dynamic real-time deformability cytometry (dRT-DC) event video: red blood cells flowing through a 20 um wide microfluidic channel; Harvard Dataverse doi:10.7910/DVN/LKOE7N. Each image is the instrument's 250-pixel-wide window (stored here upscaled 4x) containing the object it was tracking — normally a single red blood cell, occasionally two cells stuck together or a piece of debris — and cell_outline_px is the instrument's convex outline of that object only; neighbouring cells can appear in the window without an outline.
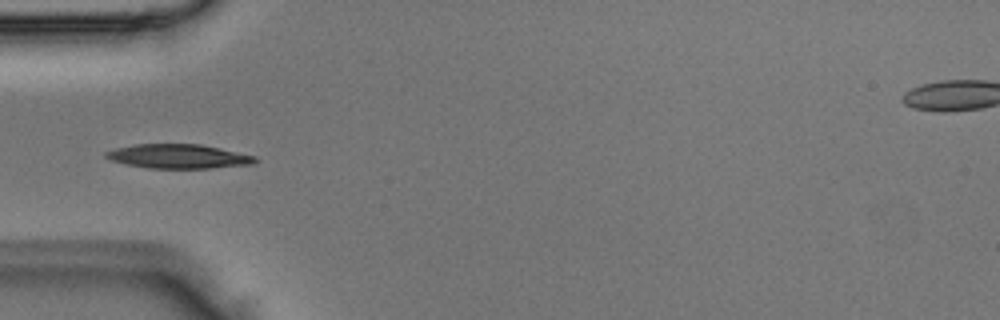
{"species": "Egyptian fruit bat (a non-hibernating species)", "species_latin": "Rousettus aegyptiacus", "temperature_condition": "room temperature", "stored_images_in_passage": 4, "camera_frame_rate_fps": 3000, "um_per_image_px": 0.085, "animal": {"sex": "male"}, "frame": {"image": 1, "passage_image": 3, "time_ms": 0.667, "image_size_px": [1000, 320], "cell_outline_px": [[260, 160], [252, 164], [212, 168], [148, 168], [128, 164], [112, 160], [104, 156], [104, 152], [116, 148], [136, 144], [200, 144], [220, 148], [256, 156]], "centroid_in_image_um": [15.2, 13.29], "position_along_channel_um": 69.8, "area_um2": 20.98}}
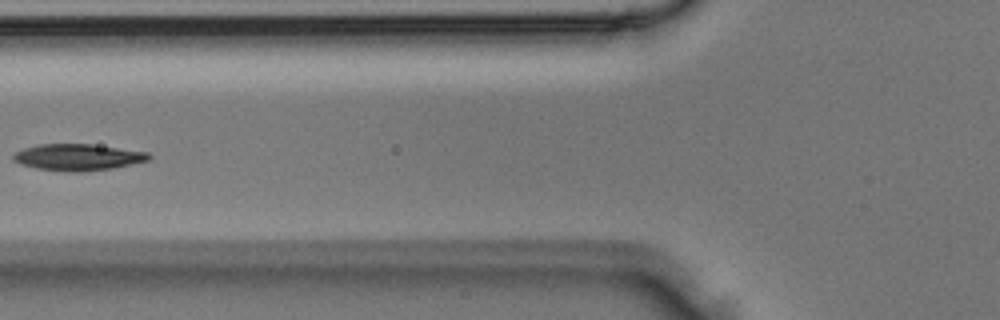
{"frame": {"image": 2, "passage_image": 4, "time_ms": 1.0, "image_size_px": [1000, 320], "cell_outline_px": [[152, 156], [148, 160], [112, 168], [80, 172], [72, 172], [36, 168], [20, 164], [12, 160], [12, 156], [16, 152], [24, 148], [36, 144], [92, 144], [148, 152]], "centroid_in_image_um": [6.59, 13.35], "position_along_channel_um": 119.2, "area_um2": 20.87}}